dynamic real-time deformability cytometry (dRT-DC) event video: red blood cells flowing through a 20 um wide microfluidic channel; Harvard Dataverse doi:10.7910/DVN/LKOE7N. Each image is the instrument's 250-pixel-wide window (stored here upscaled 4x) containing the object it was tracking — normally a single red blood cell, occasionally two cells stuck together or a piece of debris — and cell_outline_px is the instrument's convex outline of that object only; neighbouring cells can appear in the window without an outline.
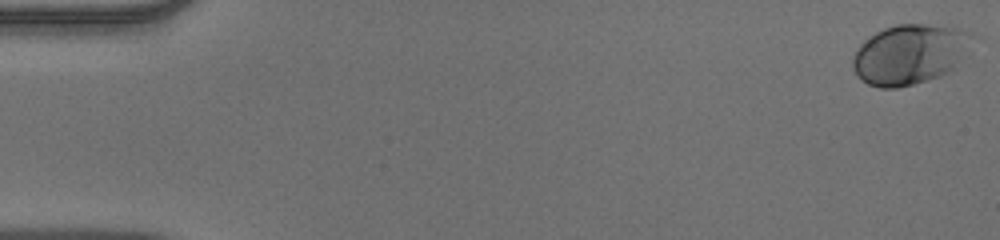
{"species": "human", "species_latin": "Homo sapiens", "temperature_condition": "warm", "stored_images_in_passage": 54, "camera_frame_rate_fps": 3000, "um_per_image_px": 0.085, "donor": {"sex": "male"}, "frame": {"image": 1, "passage_image": 1, "time_ms": 0.0, "image_size_px": [1000, 240], "cell_outline_px": [[980, 36], [972, 52], [956, 68], [940, 76], [912, 84], [896, 88], [880, 88], [868, 84], [860, 80], [856, 76], [852, 68], [852, 56], [860, 44], [864, 40], [876, 32], [884, 28], [896, 24], [924, 24], [960, 28], [972, 32]], "centroid_in_image_um": [77.45, 4.6], "position_along_channel_um": 7.6, "area_um2": 43.23}}
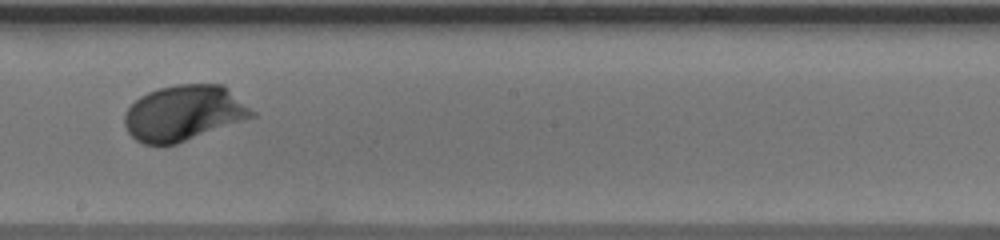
{"frame": {"image": 2, "passage_image": 31, "time_ms": 10.0, "image_size_px": [1000, 240], "cell_outline_px": [[256, 116], [176, 144], [144, 144], [136, 140], [128, 132], [124, 124], [124, 116], [128, 108], [140, 96], [148, 92], [160, 88], [176, 84], [224, 84], [256, 112]], "centroid_in_image_um": [15.65, 9.6], "position_along_channel_um": 232.6, "area_um2": 41.15}}
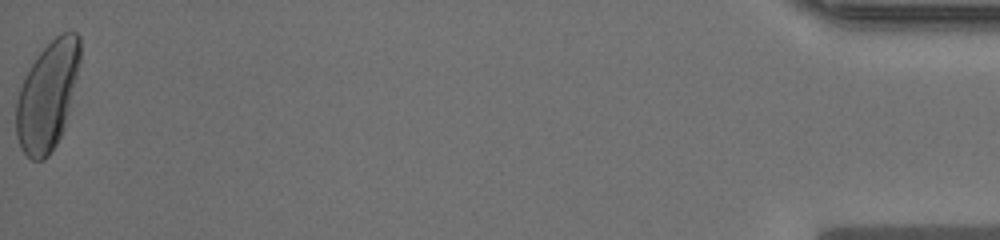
{"frame": {"image": 3, "passage_image": 54, "time_ms": 17.667, "image_size_px": [1000, 240], "cell_outline_px": [[80, 60], [68, 112], [64, 128], [56, 144], [48, 156], [44, 160], [32, 160], [20, 148], [16, 136], [16, 100], [20, 88], [32, 64], [40, 52], [60, 32], [76, 32], [80, 36]], "centroid_in_image_um": [4.03, 8.15], "position_along_channel_um": 431.2, "area_um2": 39.94}, "authors_computed_cell_mechanics": {"area_um2": 39.1595, "velocity_mm_per_s": 3.8602, "shape_relaxation_time_tau1_ms": 2.0805, "shape_relaxation_time_tau2_ms": null, "deformation_change_tau1": 0.1412, "deformation_change_tau2": null}}